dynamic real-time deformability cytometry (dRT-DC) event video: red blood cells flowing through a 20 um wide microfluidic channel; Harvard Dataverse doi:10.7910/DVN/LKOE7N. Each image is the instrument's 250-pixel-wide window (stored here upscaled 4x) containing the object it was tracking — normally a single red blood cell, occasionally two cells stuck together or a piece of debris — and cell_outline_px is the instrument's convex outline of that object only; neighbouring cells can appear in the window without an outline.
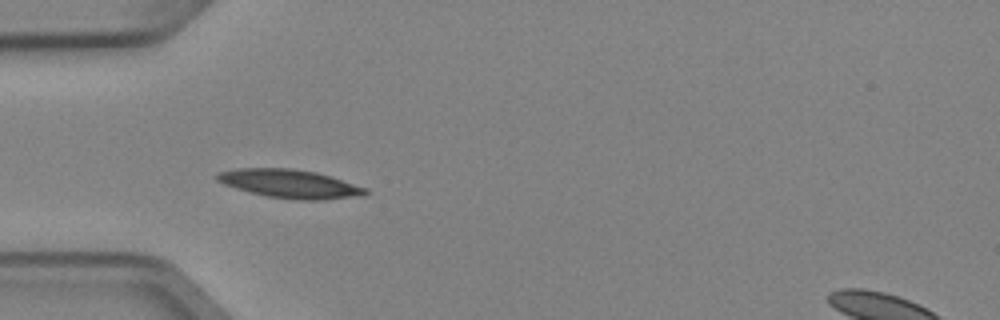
{"species": "Egyptian fruit bat (a non-hibernating species)", "species_latin": "Rousettus aegyptiacus", "temperature_condition": "cold", "stored_images_in_passage": 5, "camera_frame_rate_fps": 3000, "um_per_image_px": 0.085, "animal": {"sex": "female"}, "frame": {"image": 1, "passage_image": 4, "time_ms": 1.0, "image_size_px": [1000, 320], "cell_outline_px": [[368, 192], [360, 196], [324, 200], [296, 200], [268, 196], [236, 188], [224, 184], [216, 180], [216, 172], [240, 168], [292, 168], [316, 172], [368, 188]], "centroid_in_image_um": [24.64, 15.62], "position_along_channel_um": 60.4, "area_um2": 24.57}}
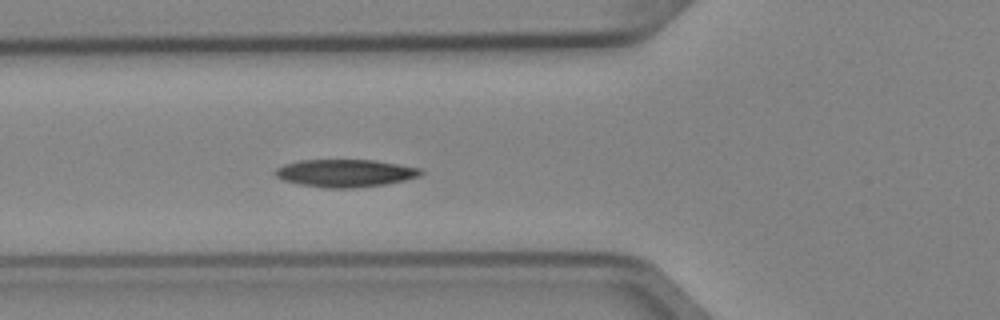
{"frame": {"image": 2, "passage_image": 5, "time_ms": 1.333, "image_size_px": [1000, 320], "cell_outline_px": [[424, 172], [420, 176], [404, 180], [384, 184], [352, 188], [324, 188], [300, 184], [284, 180], [276, 176], [272, 172], [276, 168], [284, 164], [300, 160], [376, 160], [420, 168]], "centroid_in_image_um": [29.33, 14.71], "position_along_channel_um": 96.5, "area_um2": 23.41}}